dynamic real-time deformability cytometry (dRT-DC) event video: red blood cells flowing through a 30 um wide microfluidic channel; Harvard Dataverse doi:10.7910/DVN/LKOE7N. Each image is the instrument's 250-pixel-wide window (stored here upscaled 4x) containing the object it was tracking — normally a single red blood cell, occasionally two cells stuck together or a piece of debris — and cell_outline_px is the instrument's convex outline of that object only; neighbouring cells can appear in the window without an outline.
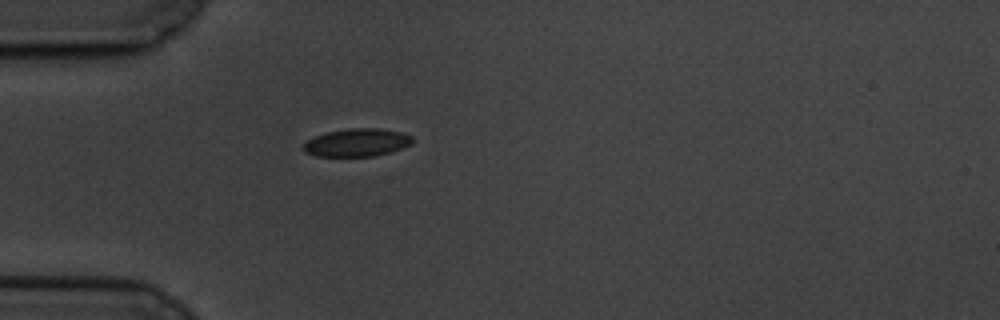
{"species": "common noctule bat (a hibernating species)", "species_latin": "Nyctalus noctula", "temperature_condition": "cold", "stored_images_in_passage": 1, "camera_frame_rate_fps": 3000, "um_per_image_px": 0.085, "animal": {"sex": "male", "body_mass_g": 19.5, "forearm_length_mm": 54.6}, "frame": {"image": 1, "passage_image": 1, "time_ms": 0.0, "image_size_px": [1000, 320], "cell_outline_px": [[412, 144], [404, 148], [392, 152], [376, 156], [316, 156], [304, 152], [304, 144], [308, 140], [316, 136], [328, 132], [348, 128], [380, 128], [400, 132], [412, 136]], "centroid_in_image_um": [30.38, 12.12], "position_along_channel_um": 54.6, "area_um2": 17.74}}